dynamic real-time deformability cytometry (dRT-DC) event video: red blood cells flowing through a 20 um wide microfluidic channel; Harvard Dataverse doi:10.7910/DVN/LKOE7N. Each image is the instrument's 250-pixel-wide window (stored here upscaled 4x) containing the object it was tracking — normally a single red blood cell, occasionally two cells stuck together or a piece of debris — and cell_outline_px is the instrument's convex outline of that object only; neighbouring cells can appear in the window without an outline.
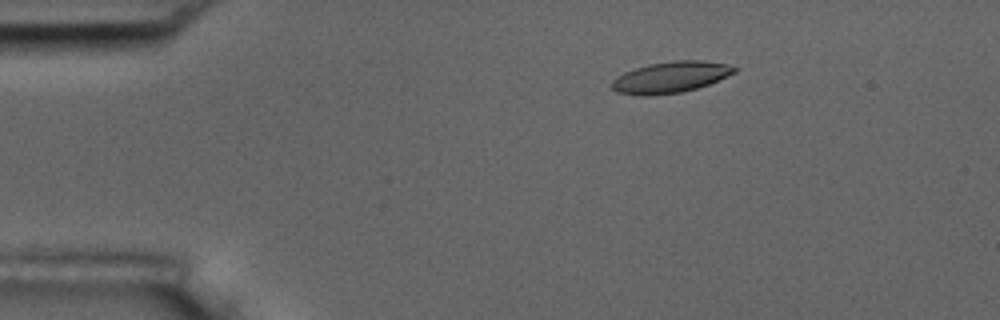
{"species": "common noctule bat (a hibernating species)", "species_latin": "Nyctalus noctula", "temperature_condition": "room temperature", "stored_images_in_passage": 4, "camera_frame_rate_fps": 3000, "um_per_image_px": 0.085, "animal": {"sex": "male", "body_mass_g": 17.5, "forearm_length_mm": 52.3}, "frame": {"image": 1, "passage_image": 3, "time_ms": 2.333, "image_size_px": [1000, 320], "cell_outline_px": [[736, 72], [708, 84], [696, 88], [680, 92], [648, 96], [640, 96], [616, 92], [612, 88], [612, 80], [616, 76], [624, 72], [648, 64], [676, 60], [704, 60], [724, 64], [736, 68]], "centroid_in_image_um": [56.94, 6.56], "position_along_channel_um": 28.1, "area_um2": 22.14}}